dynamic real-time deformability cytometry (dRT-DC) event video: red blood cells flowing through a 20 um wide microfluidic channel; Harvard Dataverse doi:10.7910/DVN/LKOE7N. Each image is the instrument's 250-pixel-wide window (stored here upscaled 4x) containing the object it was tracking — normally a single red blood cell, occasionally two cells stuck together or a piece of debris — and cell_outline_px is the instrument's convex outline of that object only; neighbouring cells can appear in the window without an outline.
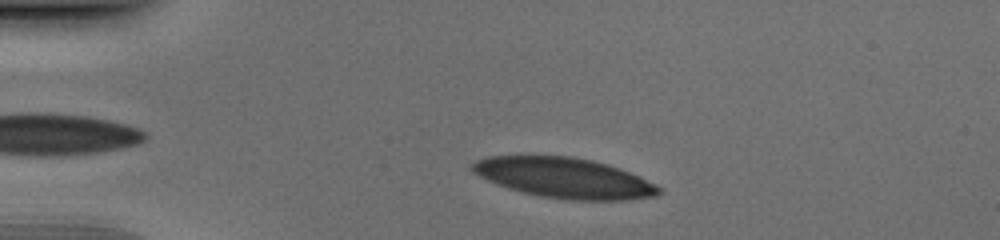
{"species": "human", "species_latin": "Homo sapiens", "temperature_condition": "cold", "stored_images_in_passage": 38, "camera_frame_rate_fps": 3000, "um_per_image_px": 0.085, "donor": {"sex": "male"}, "frame": {"image": 1, "passage_image": 5, "time_ms": 1.333, "image_size_px": [1000, 240], "cell_outline_px": [[664, 192], [656, 196], [624, 200], [568, 200], [540, 196], [508, 188], [496, 184], [472, 172], [468, 168], [476, 160], [488, 156], [572, 156], [592, 160], [608, 164], [620, 168], [640, 176], [656, 184]], "centroid_in_image_um": [47.98, 15.12], "position_along_channel_um": 37.0, "area_um2": 43.93}}
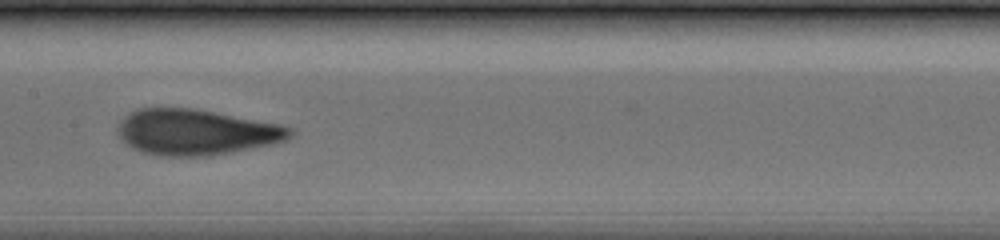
{"frame": {"image": 2, "passage_image": 20, "time_ms": 6.333, "image_size_px": [1000, 240], "cell_outline_px": [[296, 132], [292, 136], [284, 140], [272, 144], [208, 156], [160, 156], [144, 152], [132, 148], [116, 132], [116, 128], [124, 116], [140, 108], [196, 108], [280, 124], [292, 128]], "centroid_in_image_um": [16.68, 11.22], "position_along_channel_um": 190.7, "area_um2": 45.84}}
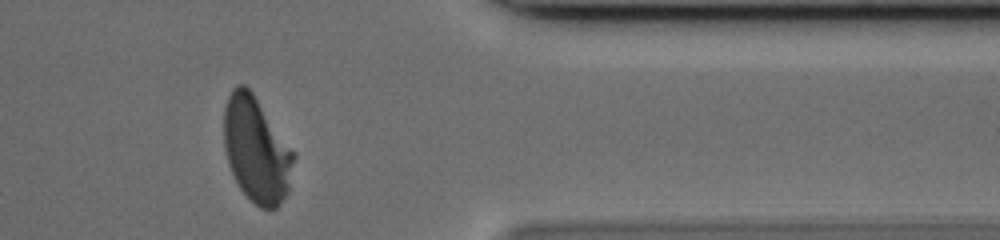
{"frame": {"image": 3, "passage_image": 36, "time_ms": 11.667, "image_size_px": [1000, 240], "cell_outline_px": [[296, 156], [288, 192], [280, 204], [276, 208], [260, 208], [240, 188], [228, 164], [224, 148], [224, 108], [228, 96], [232, 88], [236, 84], [244, 84], [252, 92]], "centroid_in_image_um": [21.78, 12.72], "position_along_channel_um": 389.6, "area_um2": 42.43}}